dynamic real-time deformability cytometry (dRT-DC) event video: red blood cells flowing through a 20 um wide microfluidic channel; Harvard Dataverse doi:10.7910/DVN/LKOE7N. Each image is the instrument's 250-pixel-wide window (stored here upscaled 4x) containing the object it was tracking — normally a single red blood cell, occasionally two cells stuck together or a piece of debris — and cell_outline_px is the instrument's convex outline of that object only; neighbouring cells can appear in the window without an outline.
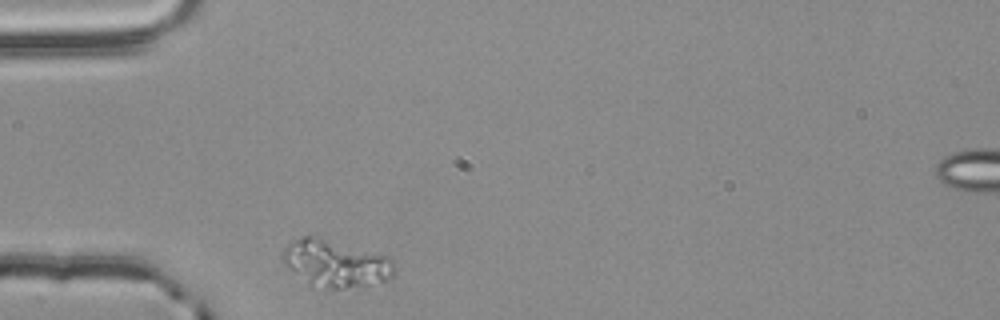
{"species": "common noctule bat (a hibernating species)", "species_latin": "Nyctalus noctula", "temperature_condition": "room temperature", "stored_images_in_passage": 31, "camera_frame_rate_fps": 3000, "um_per_image_px": 0.085, "animal": {"sex": "male", "body_mass_g": 20.4}, "frame": {"image": 1, "passage_image": 1, "time_ms": 0.0, "image_size_px": [1000, 320], "cell_outline_px": [[396, 272], [392, 276], [384, 280], [368, 284], [344, 288], [328, 288], [308, 284], [284, 264], [280, 260], [280, 256], [284, 248], [288, 244], [304, 236], [320, 236], [392, 256], [396, 260]], "centroid_in_image_um": [28.57, 22.35], "position_along_channel_um": 56.4, "area_um2": 31.04}}
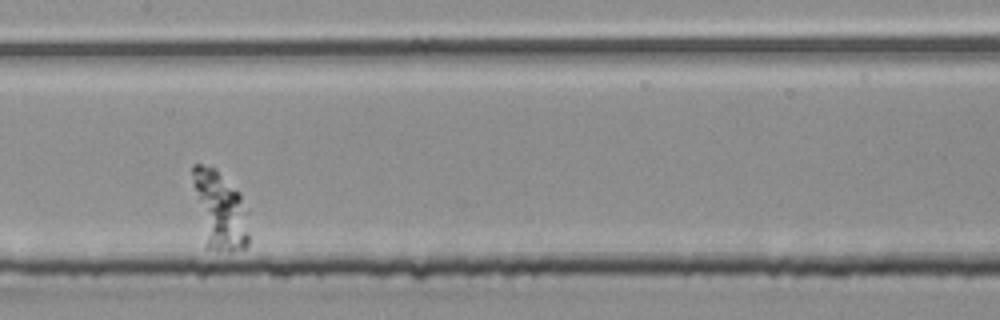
{"frame": {"image": 2, "passage_image": 14, "time_ms": 4.333, "image_size_px": [1000, 320], "cell_outline_px": [[248, 244], [244, 248], [228, 252], [204, 248], [192, 184], [192, 164], [200, 164], [216, 168], [240, 192], [248, 232]], "centroid_in_image_um": [18.61, 17.87], "position_along_channel_um": 188.8, "area_um2": 25.95}}
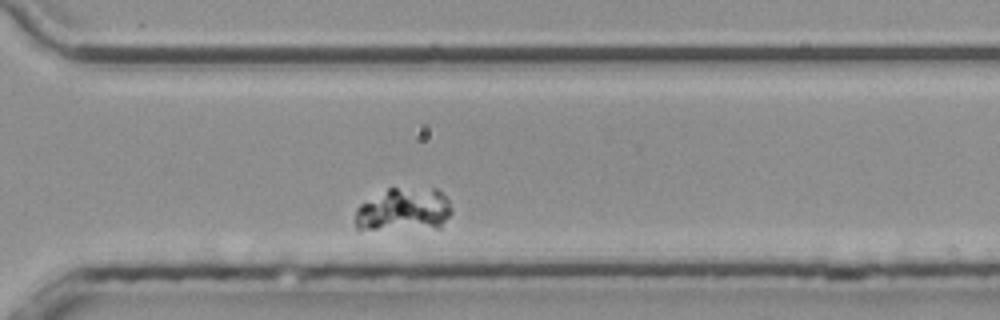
{"frame": {"image": 3, "passage_image": 27, "time_ms": 8.667, "image_size_px": [1000, 320], "cell_outline_px": [[452, 212], [440, 228], [356, 228], [356, 208], [360, 204], [388, 188], [436, 188], [448, 200], [452, 208]], "centroid_in_image_um": [34.37, 17.8], "position_along_channel_um": 336.2, "area_um2": 23.93}}